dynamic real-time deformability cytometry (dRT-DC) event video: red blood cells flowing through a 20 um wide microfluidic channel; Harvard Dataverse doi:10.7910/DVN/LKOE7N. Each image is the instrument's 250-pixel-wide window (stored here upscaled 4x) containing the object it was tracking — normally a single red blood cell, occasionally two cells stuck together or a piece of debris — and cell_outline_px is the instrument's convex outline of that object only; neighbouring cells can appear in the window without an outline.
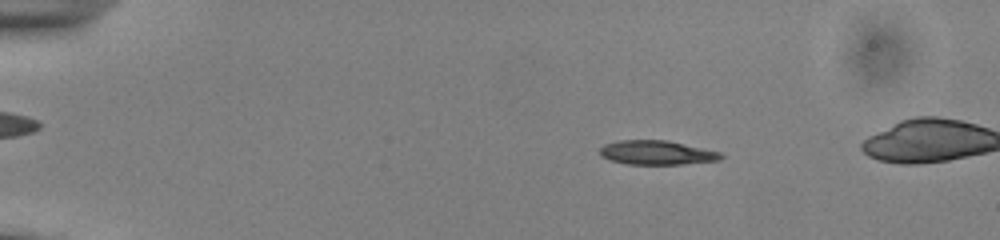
{"species": "common noctule bat (a hibernating species)", "species_latin": "Nyctalus noctula", "temperature_condition": "cold", "stored_images_in_passage": 52, "camera_frame_rate_fps": 3000, "um_per_image_px": 0.085, "animal": {"sex": "male", "body_mass_g": 13.0, "forearm_length_mm": 53.1}, "frame": {"image": 1, "passage_image": 10, "time_ms": 3.0, "image_size_px": [1000, 240], "cell_outline_px": [[724, 156], [720, 160], [684, 164], [628, 164], [608, 160], [600, 156], [600, 148], [604, 144], [616, 140], [668, 140], [724, 152]], "centroid_in_image_um": [55.85, 12.97], "position_along_channel_um": 29.1, "area_um2": 17.4}}
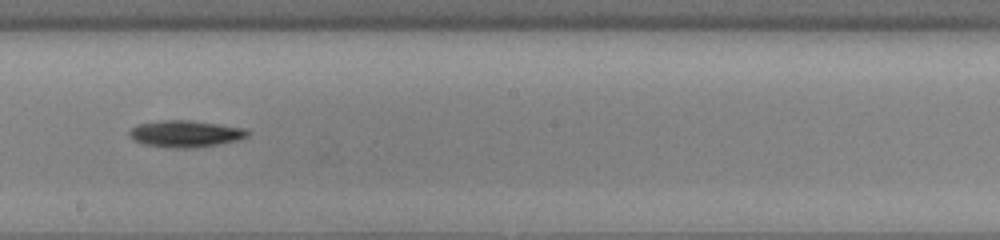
{"frame": {"image": 2, "passage_image": 32, "time_ms": 10.333, "image_size_px": [1000, 240], "cell_outline_px": [[252, 132], [248, 136], [240, 140], [220, 144], [196, 148], [172, 148], [144, 144], [132, 140], [128, 136], [128, 132], [136, 124], [164, 120], [192, 120], [248, 128]], "centroid_in_image_um": [15.81, 11.37], "position_along_channel_um": 232.4, "area_um2": 18.9}}
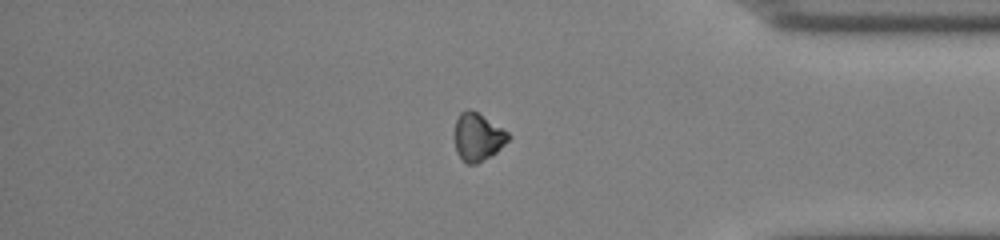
{"frame": {"image": 3, "passage_image": 46, "time_ms": 15.0, "image_size_px": [1000, 240], "cell_outline_px": [[512, 136], [492, 156], [476, 164], [464, 164], [456, 152], [452, 136], [456, 120], [460, 112], [468, 108], [476, 112], [508, 132]], "centroid_in_image_um": [40.55, 11.67], "position_along_channel_um": 394.6, "area_um2": 15.26}}